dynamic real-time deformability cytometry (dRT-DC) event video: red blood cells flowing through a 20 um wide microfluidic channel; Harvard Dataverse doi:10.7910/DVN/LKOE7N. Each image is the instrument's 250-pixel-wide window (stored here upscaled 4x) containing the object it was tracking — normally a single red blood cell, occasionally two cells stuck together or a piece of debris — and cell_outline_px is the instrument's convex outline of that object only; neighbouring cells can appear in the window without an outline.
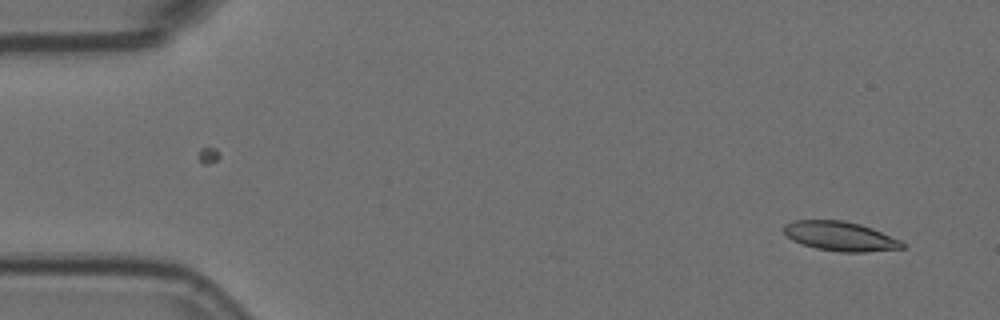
{"species": "Egyptian fruit bat (a non-hibernating species)", "species_latin": "Rousettus aegyptiacus", "temperature_condition": "room temperature", "stored_images_in_passage": 5, "camera_frame_rate_fps": 3000, "um_per_image_px": 0.085, "animal": {"sex": "female"}, "frame": {"image": 1, "passage_image": 5, "time_ms": 1.333, "image_size_px": [1000, 320], "cell_outline_px": [[904, 248], [864, 252], [840, 252], [816, 248], [792, 240], [784, 232], [784, 224], [792, 220], [844, 220], [860, 224], [872, 228], [900, 240], [904, 244]], "centroid_in_image_um": [71.41, 20.07], "position_along_channel_um": 13.6, "area_um2": 20.17}}